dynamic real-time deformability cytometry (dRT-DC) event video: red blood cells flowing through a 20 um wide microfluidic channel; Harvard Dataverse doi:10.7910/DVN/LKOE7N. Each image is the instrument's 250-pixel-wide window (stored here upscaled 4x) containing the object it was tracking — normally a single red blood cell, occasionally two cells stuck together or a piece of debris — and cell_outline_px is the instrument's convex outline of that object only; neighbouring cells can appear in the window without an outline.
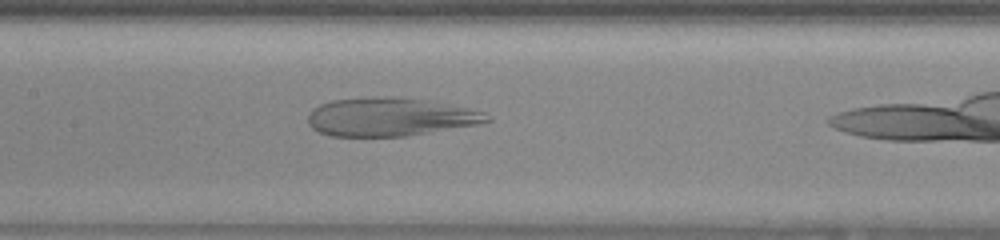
{"species": "human", "species_latin": "Homo sapiens", "temperature_condition": "warm", "stored_images_in_passage": 26, "camera_frame_rate_fps": 3000, "um_per_image_px": 0.085, "donor": {"sex": "female"}, "frame": {"image": 1, "passage_image": 9, "time_ms": 2.667, "image_size_px": [1000, 240], "cell_outline_px": [[492, 120], [480, 124], [404, 136], [332, 136], [320, 132], [312, 128], [308, 124], [308, 112], [312, 108], [320, 104], [332, 100], [372, 96], [392, 96], [428, 100], [468, 108], [484, 112], [492, 116]], "centroid_in_image_um": [33.15, 9.92], "position_along_channel_um": 174.3, "area_um2": 40.29}}
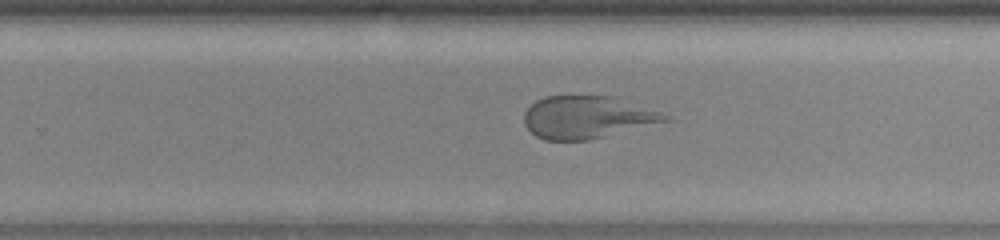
{"frame": {"image": 2, "passage_image": 17, "time_ms": 5.333, "image_size_px": [1000, 240], "cell_outline_px": [[676, 120], [588, 140], [544, 140], [536, 136], [524, 124], [524, 112], [536, 100], [544, 96], [612, 96], [672, 116]], "centroid_in_image_um": [49.95, 9.97], "position_along_channel_um": 279.8, "area_um2": 35.03}}
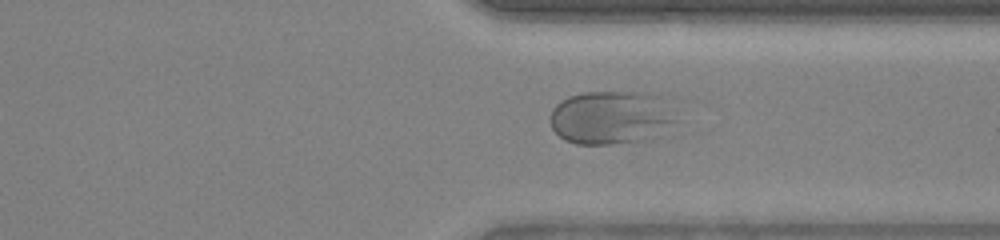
{"frame": {"image": 3, "passage_image": 23, "time_ms": 7.333, "image_size_px": [1000, 240], "cell_outline_px": [[680, 120], [660, 136], [644, 140], [608, 144], [576, 144], [564, 140], [552, 128], [548, 120], [552, 108], [560, 100], [568, 96], [584, 92], [640, 92], [660, 96]], "centroid_in_image_um": [51.95, 9.99], "position_along_channel_um": 359.5, "area_um2": 39.94}}